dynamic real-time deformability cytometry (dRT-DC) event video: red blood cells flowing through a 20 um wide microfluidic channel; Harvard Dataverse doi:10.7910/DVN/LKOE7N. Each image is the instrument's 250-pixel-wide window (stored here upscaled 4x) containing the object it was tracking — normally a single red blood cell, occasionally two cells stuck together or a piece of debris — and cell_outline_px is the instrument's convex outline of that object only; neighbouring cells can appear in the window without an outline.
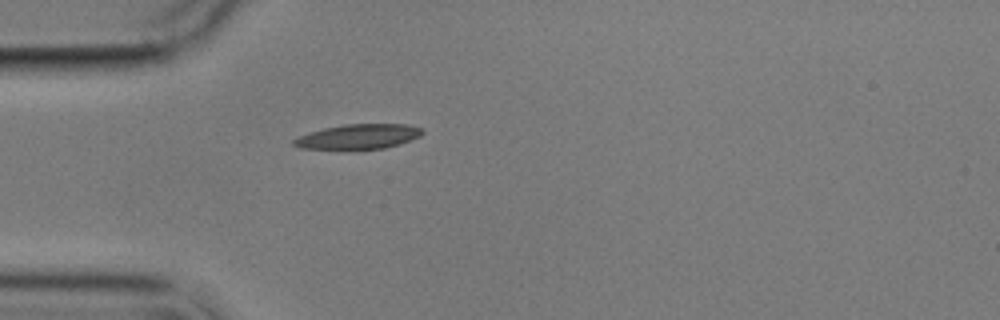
{"species": "common noctule bat (a hibernating species)", "species_latin": "Nyctalus noctula", "temperature_condition": "cold", "stored_images_in_passage": 1, "camera_frame_rate_fps": 3000, "um_per_image_px": 0.085, "animal": {"sex": "male", "body_mass_g": 17.9}, "frame": {"image": 1, "passage_image": 1, "time_ms": 0.0, "image_size_px": [1000, 320], "cell_outline_px": [[424, 132], [420, 136], [400, 144], [384, 148], [300, 148], [292, 144], [292, 140], [308, 132], [324, 128], [344, 124], [408, 124], [424, 128]], "centroid_in_image_um": [30.5, 11.58], "position_along_channel_um": 54.5, "area_um2": 18.38}}